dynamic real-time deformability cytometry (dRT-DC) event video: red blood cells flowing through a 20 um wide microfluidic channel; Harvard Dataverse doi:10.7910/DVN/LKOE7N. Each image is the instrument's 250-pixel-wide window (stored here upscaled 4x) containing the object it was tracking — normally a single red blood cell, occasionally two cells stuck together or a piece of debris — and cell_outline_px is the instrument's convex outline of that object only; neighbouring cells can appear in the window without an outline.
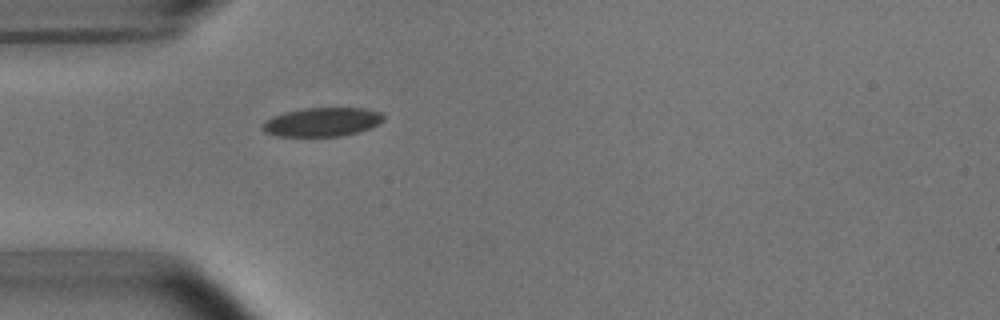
{"species": "common noctule bat (a hibernating species)", "species_latin": "Nyctalus noctula", "temperature_condition": "room temperature", "stored_images_in_passage": 1, "camera_frame_rate_fps": 3000, "um_per_image_px": 0.085, "animal": {"sex": "male", "body_mass_g": 15.6}, "frame": {"image": 1, "passage_image": 1, "time_ms": 0.0, "image_size_px": [1000, 320], "cell_outline_px": [[384, 120], [380, 124], [356, 132], [340, 136], [276, 136], [264, 132], [260, 128], [260, 124], [272, 116], [284, 112], [304, 108], [364, 108], [380, 112], [384, 116]], "centroid_in_image_um": [27.33, 10.37], "position_along_channel_um": 57.7, "area_um2": 20.46}}